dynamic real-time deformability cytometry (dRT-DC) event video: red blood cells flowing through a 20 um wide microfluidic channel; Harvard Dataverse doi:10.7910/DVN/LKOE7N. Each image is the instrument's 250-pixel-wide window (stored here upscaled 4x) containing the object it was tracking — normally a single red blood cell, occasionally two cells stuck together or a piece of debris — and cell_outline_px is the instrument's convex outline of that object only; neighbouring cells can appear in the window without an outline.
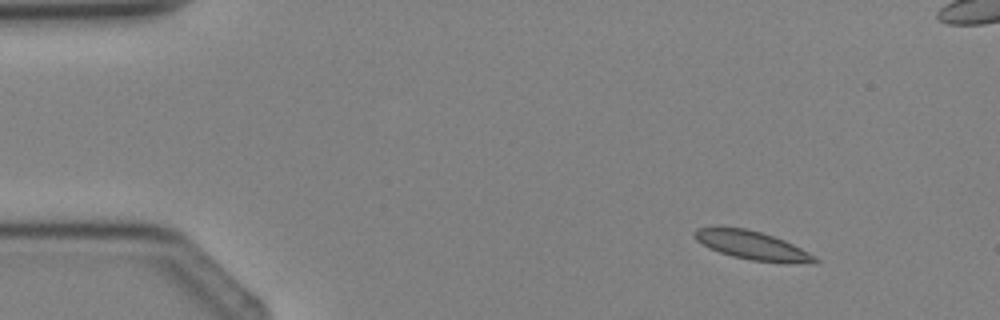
{"species": "Egyptian fruit bat (a non-hibernating species)", "species_latin": "Rousettus aegyptiacus", "temperature_condition": "cold", "stored_images_in_passage": 4, "camera_frame_rate_fps": 3000, "um_per_image_px": 0.085, "animal": {"sex": "female"}, "frame": {"image": 1, "passage_image": 1, "time_ms": 0.0, "image_size_px": [1000, 320], "cell_outline_px": [[820, 260], [752, 260], [732, 256], [720, 252], [696, 240], [692, 232], [696, 228], [716, 224], [748, 228], [784, 240], [816, 256]], "centroid_in_image_um": [63.68, 20.73], "position_along_channel_um": 21.3, "area_um2": 19.31}}